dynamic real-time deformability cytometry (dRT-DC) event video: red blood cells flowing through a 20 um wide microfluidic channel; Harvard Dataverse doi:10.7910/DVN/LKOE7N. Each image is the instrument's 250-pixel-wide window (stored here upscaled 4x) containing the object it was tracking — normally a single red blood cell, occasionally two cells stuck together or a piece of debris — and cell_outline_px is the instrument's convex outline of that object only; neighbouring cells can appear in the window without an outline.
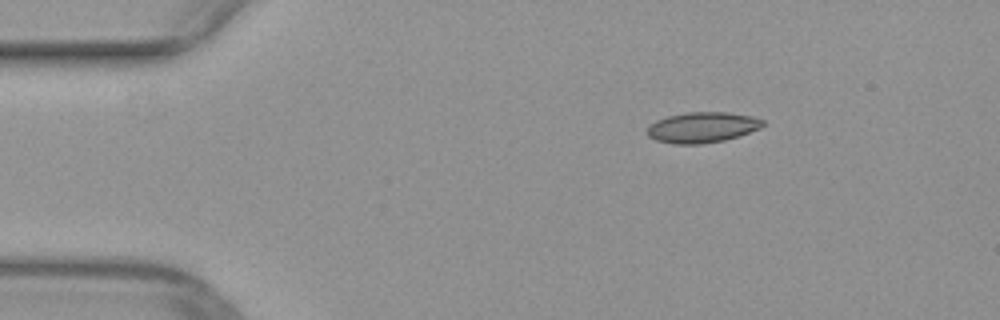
{"species": "common noctule bat (a hibernating species)", "species_latin": "Nyctalus noctula", "temperature_condition": "warm", "stored_images_in_passage": 41, "camera_frame_rate_fps": 3000, "um_per_image_px": 0.085, "animal": {"sex": "female", "body_mass_g": 29.2, "forearm_length_mm": 56.3}, "frame": {"image": 1, "passage_image": 1, "time_ms": 0.0, "image_size_px": [1000, 320], "cell_outline_px": [[764, 124], [760, 128], [740, 136], [724, 140], [700, 144], [672, 144], [656, 140], [648, 136], [648, 124], [656, 120], [668, 116], [688, 112], [728, 112], [752, 116], [764, 120]], "centroid_in_image_um": [59.69, 10.82], "position_along_channel_um": 25.3, "area_um2": 20.69}}
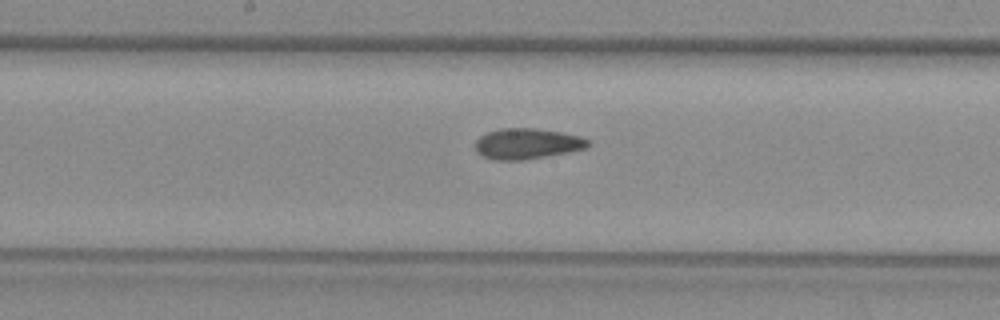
{"frame": {"image": 2, "passage_image": 19, "time_ms": 6.0, "image_size_px": [1000, 320], "cell_outline_px": [[592, 144], [588, 148], [568, 152], [524, 160], [492, 160], [476, 152], [476, 140], [480, 136], [488, 132], [500, 128], [532, 128], [560, 132], [580, 136], [588, 140]], "centroid_in_image_um": [44.81, 12.22], "position_along_channel_um": 203.4, "area_um2": 20.17}}
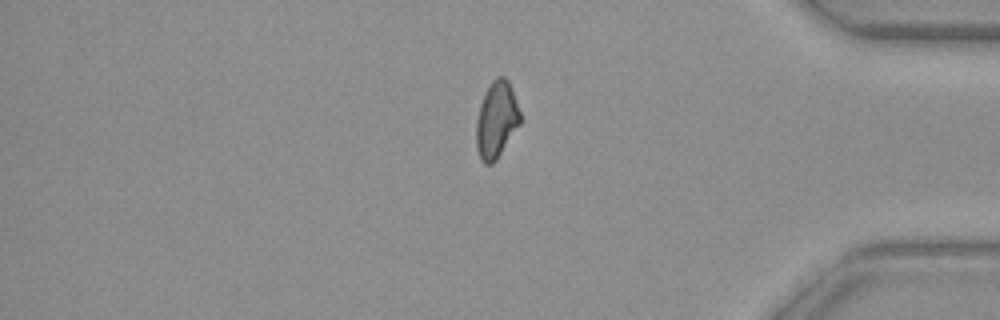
{"frame": {"image": 3, "passage_image": 35, "time_ms": 11.333, "image_size_px": [1000, 320], "cell_outline_px": [[520, 124], [496, 160], [492, 164], [484, 164], [480, 160], [476, 148], [476, 120], [480, 104], [492, 80], [496, 76], [504, 76], [508, 80], [520, 112]], "centroid_in_image_um": [42.18, 10.21], "position_along_channel_um": 393.0, "area_um2": 19.48}}